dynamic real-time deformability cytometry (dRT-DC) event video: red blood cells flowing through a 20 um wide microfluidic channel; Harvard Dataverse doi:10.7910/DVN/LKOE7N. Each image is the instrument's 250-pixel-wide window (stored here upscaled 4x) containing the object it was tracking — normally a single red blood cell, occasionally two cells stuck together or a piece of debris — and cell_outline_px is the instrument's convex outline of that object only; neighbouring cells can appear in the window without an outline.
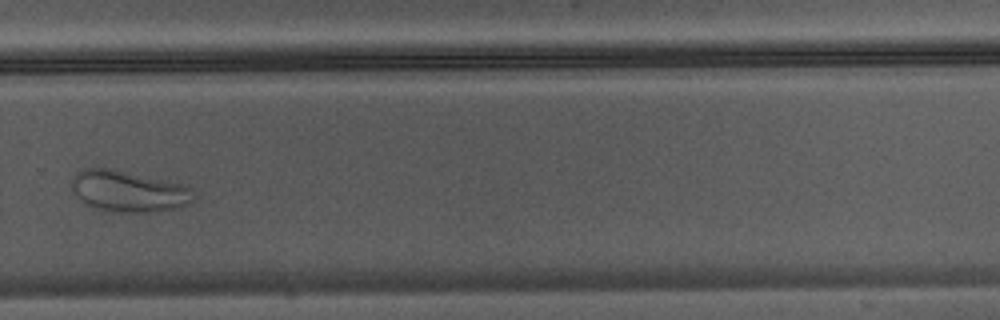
{"species": "Egyptian fruit bat (a non-hibernating species)", "species_latin": "Rousettus aegyptiacus", "temperature_condition": "warm", "stored_images_in_passage": 34, "camera_frame_rate_fps": 3000, "um_per_image_px": 0.085, "animal": {"sex": "male"}, "frame": {"image": 1, "passage_image": 20, "time_ms": 6.333, "image_size_px": [1000, 320], "cell_outline_px": [[196, 196], [188, 204], [176, 208], [152, 212], [112, 212], [96, 208], [84, 204], [72, 192], [72, 180], [76, 172], [84, 168], [112, 168], [184, 184], [192, 188]], "centroid_in_image_um": [10.92, 16.25], "position_along_channel_um": 318.9, "area_um2": 29.65}}
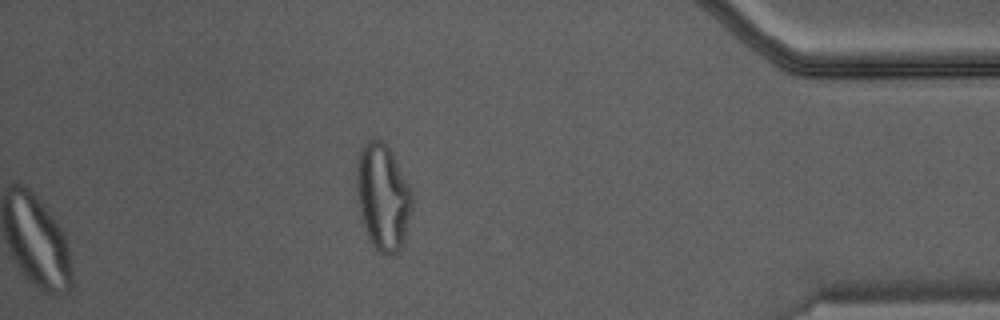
{"frame": {"image": 2, "passage_image": 34, "time_ms": 11.0, "image_size_px": [1000, 320], "cell_outline_px": [[412, 208], [404, 248], [392, 256], [384, 256], [372, 244], [364, 228], [360, 216], [356, 192], [356, 164], [360, 148], [372, 136], [376, 136], [384, 140], [408, 184], [412, 192]], "centroid_in_image_um": [32.53, 16.77], "position_along_channel_um": 402.7, "area_um2": 35.2}}